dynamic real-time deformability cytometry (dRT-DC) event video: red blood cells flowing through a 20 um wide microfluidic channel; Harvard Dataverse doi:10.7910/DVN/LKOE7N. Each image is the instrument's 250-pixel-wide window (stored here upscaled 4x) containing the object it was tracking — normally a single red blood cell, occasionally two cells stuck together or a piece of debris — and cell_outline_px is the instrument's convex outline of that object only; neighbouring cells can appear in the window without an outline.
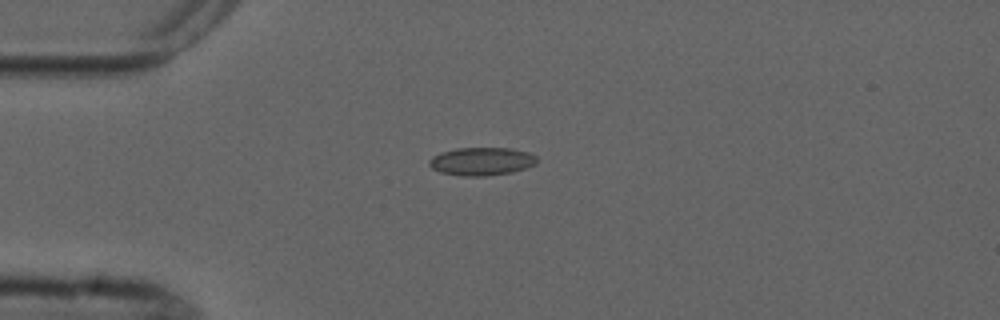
{"species": "common noctule bat (a hibernating species)", "species_latin": "Nyctalus noctula", "temperature_condition": "cold", "stored_images_in_passage": 4, "camera_frame_rate_fps": 3000, "um_per_image_px": 0.085, "animal": {"sex": "male", "forearm_length_mm": 52.5}, "frame": {"image": 1, "passage_image": 4, "time_ms": 3.333, "image_size_px": [1000, 320], "cell_outline_px": [[536, 164], [512, 172], [484, 176], [464, 176], [440, 172], [432, 168], [428, 164], [428, 160], [432, 156], [440, 152], [456, 148], [508, 148], [528, 152], [536, 156]], "centroid_in_image_um": [40.89, 13.71], "position_along_channel_um": 44.1, "area_um2": 17.57}}